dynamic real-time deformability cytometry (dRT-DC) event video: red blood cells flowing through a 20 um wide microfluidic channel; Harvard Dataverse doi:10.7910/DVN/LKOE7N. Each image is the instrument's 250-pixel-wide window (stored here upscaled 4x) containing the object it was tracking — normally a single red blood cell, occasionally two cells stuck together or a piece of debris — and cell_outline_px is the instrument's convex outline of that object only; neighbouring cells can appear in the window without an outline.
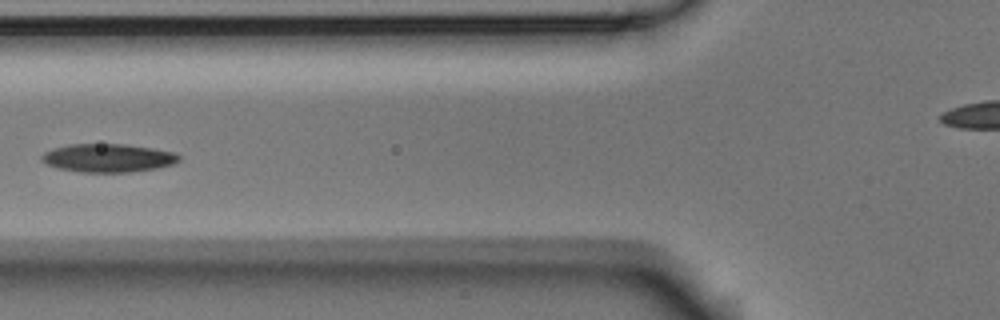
{"species": "Egyptian fruit bat (a non-hibernating species)", "species_latin": "Rousettus aegyptiacus", "temperature_condition": "room temperature", "stored_images_in_passage": 7, "camera_frame_rate_fps": 3000, "um_per_image_px": 0.085, "animal": {"sex": "male"}, "frame": {"image": 1, "passage_image": 4, "time_ms": 1.0, "image_size_px": [1000, 320], "cell_outline_px": [[180, 160], [176, 164], [156, 168], [132, 172], [80, 172], [56, 168], [40, 160], [40, 156], [44, 152], [68, 144], [124, 144], [152, 148], [176, 152], [180, 156]], "centroid_in_image_um": [9.21, 13.43], "position_along_channel_um": 116.6, "area_um2": 22.83}}
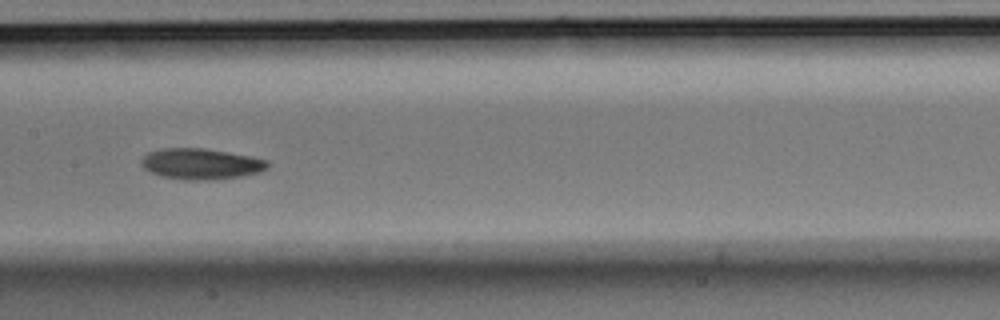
{"frame": {"image": 2, "passage_image": 6, "time_ms": 1.667, "image_size_px": [1000, 320], "cell_outline_px": [[268, 168], [260, 172], [240, 176], [216, 180], [184, 180], [160, 176], [144, 168], [140, 160], [148, 152], [160, 148], [200, 148], [252, 156], [268, 160]], "centroid_in_image_um": [17.08, 13.93], "position_along_channel_um": 190.3, "area_um2": 22.77}}
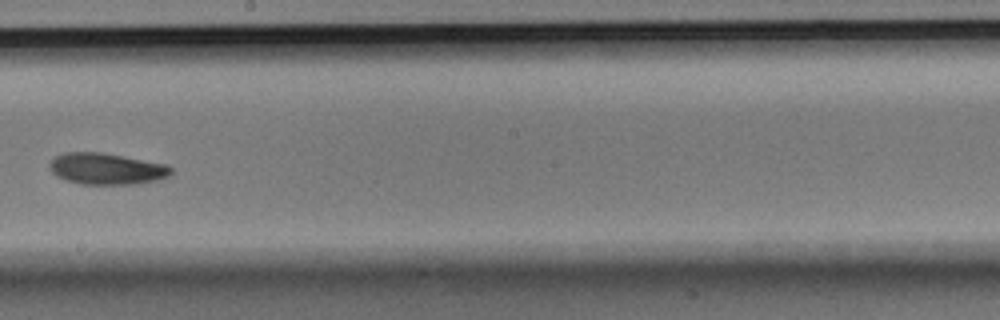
{"frame": {"image": 3, "passage_image": 7, "time_ms": 2.0, "image_size_px": [1000, 320], "cell_outline_px": [[172, 172], [168, 176], [156, 180], [136, 184], [80, 184], [64, 180], [56, 176], [48, 168], [48, 164], [56, 156], [64, 152], [100, 152], [168, 164], [172, 168]], "centroid_in_image_um": [9.03, 14.35], "position_along_channel_um": 239.2, "area_um2": 22.37}}